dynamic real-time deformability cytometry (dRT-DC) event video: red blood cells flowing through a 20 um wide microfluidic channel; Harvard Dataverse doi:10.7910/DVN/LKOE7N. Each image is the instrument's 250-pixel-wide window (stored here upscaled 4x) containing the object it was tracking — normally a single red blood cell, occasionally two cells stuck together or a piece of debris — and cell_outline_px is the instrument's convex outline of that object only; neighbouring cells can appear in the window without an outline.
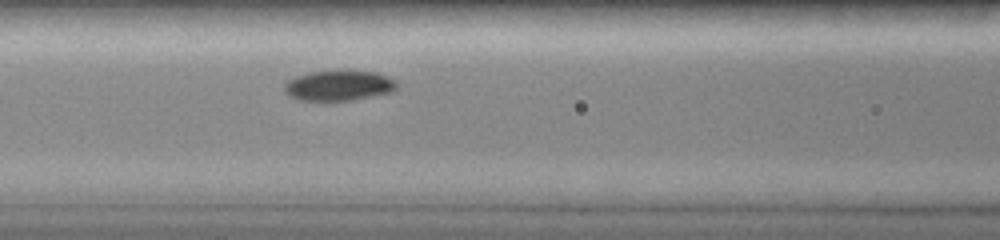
{"species": "common noctule bat (a hibernating species)", "species_latin": "Nyctalus noctula", "temperature_condition": "room temperature", "stored_images_in_passage": 6, "camera_frame_rate_fps": 3000, "um_per_image_px": 0.085, "animal": {"sex": "female", "body_mass_g": 19.0, "forearm_length_mm": 51.5}, "frame": {"image": 1, "passage_image": 6, "time_ms": 2.667, "image_size_px": [1000, 240], "cell_outline_px": [[400, 84], [392, 92], [352, 100], [300, 100], [288, 96], [284, 92], [284, 84], [288, 80], [296, 76], [312, 72], [376, 72], [388, 76], [396, 80]], "centroid_in_image_um": [28.81, 7.29], "position_along_channel_um": 137.8, "area_um2": 19.59}}